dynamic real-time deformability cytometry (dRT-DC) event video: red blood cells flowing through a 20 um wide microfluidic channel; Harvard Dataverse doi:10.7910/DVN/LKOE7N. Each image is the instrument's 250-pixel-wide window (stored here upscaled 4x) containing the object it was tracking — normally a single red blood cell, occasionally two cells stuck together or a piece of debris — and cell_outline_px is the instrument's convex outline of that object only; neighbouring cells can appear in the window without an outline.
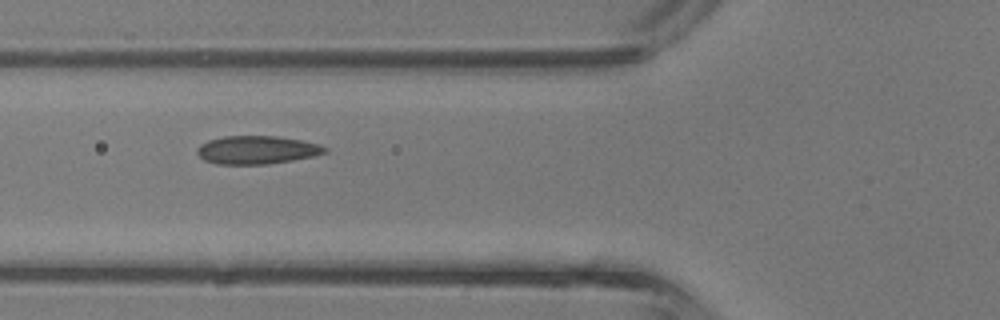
{"species": "common noctule bat (a hibernating species)", "species_latin": "Nyctalus noctula", "temperature_condition": "room temperature", "stored_images_in_passage": 4, "camera_frame_rate_fps": 3000, "um_per_image_px": 0.085, "animal": {"sex": "male", "body_mass_g": 13.3}, "frame": {"image": 1, "passage_image": 3, "time_ms": 0.667, "image_size_px": [1000, 320], "cell_outline_px": [[328, 152], [312, 156], [292, 160], [268, 164], [216, 164], [204, 160], [196, 152], [196, 148], [200, 144], [208, 140], [224, 136], [276, 136], [300, 140], [320, 144], [328, 148]], "centroid_in_image_um": [21.82, 12.74], "position_along_channel_um": 104.0, "area_um2": 21.04}}
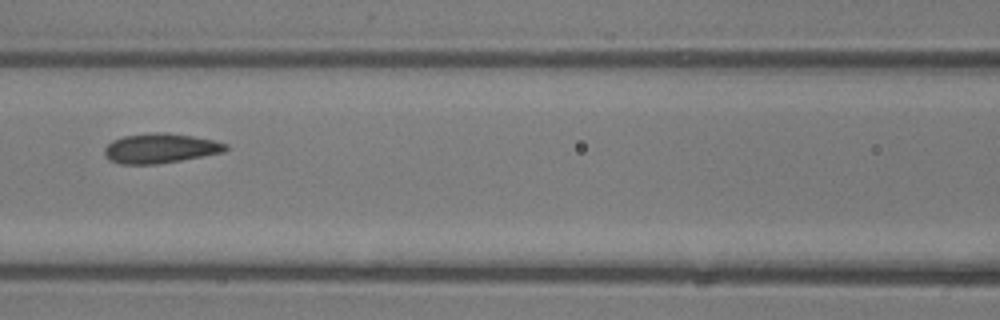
{"frame": {"image": 2, "passage_image": 4, "time_ms": 1.0, "image_size_px": [1000, 320], "cell_outline_px": [[228, 148], [224, 152], [180, 160], [156, 164], [120, 164], [108, 160], [104, 152], [104, 148], [112, 140], [124, 136], [156, 132], [164, 132], [192, 136], [212, 140], [228, 144]], "centroid_in_image_um": [13.6, 12.61], "position_along_channel_um": 153.0, "area_um2": 20.87}}